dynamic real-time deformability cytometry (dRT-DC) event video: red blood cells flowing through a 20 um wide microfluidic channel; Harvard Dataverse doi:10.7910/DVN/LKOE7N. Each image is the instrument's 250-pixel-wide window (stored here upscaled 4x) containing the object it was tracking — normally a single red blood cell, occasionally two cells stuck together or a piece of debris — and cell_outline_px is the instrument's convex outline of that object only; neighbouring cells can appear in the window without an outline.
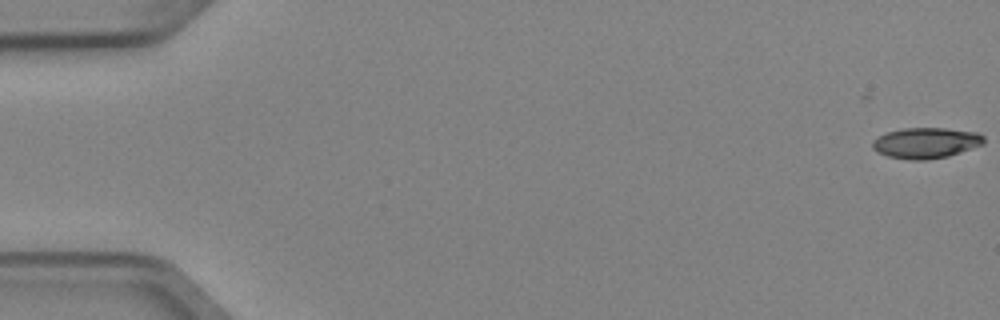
{"species": "Egyptian fruit bat (a non-hibernating species)", "species_latin": "Rousettus aegyptiacus", "temperature_condition": "cold", "stored_images_in_passage": 5, "camera_frame_rate_fps": 3000, "um_per_image_px": 0.085, "animal": {"sex": "female"}, "frame": {"image": 1, "passage_image": 1, "time_ms": 0.0, "image_size_px": [1000, 320], "cell_outline_px": [[984, 144], [948, 156], [928, 160], [908, 160], [888, 156], [876, 152], [872, 148], [872, 140], [888, 132], [904, 128], [944, 128], [976, 132], [984, 136]], "centroid_in_image_um": [78.69, 12.15], "position_along_channel_um": 6.3, "area_um2": 19.94}}
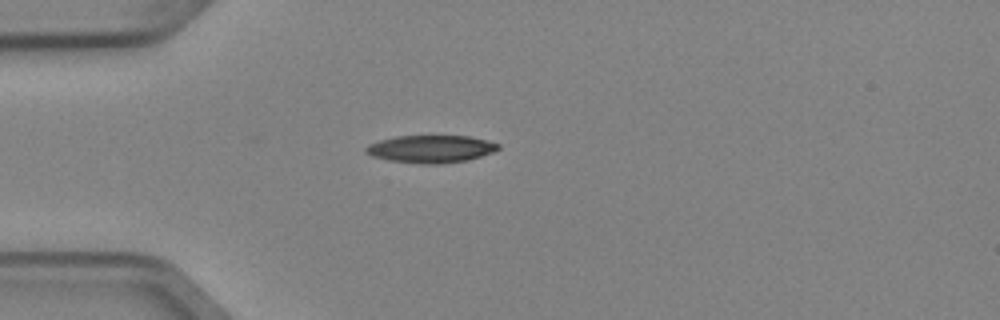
{"frame": {"image": 2, "passage_image": 5, "time_ms": 1.333, "image_size_px": [1000, 320], "cell_outline_px": [[500, 148], [492, 152], [468, 160], [440, 164], [420, 164], [388, 160], [372, 156], [364, 152], [364, 148], [368, 144], [380, 140], [396, 136], [468, 136], [500, 144]], "centroid_in_image_um": [36.58, 12.67], "position_along_channel_um": 48.4, "area_um2": 21.21}}